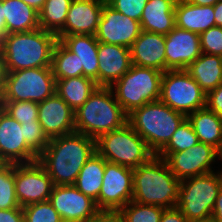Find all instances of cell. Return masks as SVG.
I'll list each match as a JSON object with an SVG mask.
<instances>
[{
    "mask_svg": "<svg viewBox=\"0 0 222 222\" xmlns=\"http://www.w3.org/2000/svg\"><path fill=\"white\" fill-rule=\"evenodd\" d=\"M7 34L6 20L3 13V0H0V37L3 38Z\"/></svg>",
    "mask_w": 222,
    "mask_h": 222,
    "instance_id": "cell-47",
    "label": "cell"
},
{
    "mask_svg": "<svg viewBox=\"0 0 222 222\" xmlns=\"http://www.w3.org/2000/svg\"><path fill=\"white\" fill-rule=\"evenodd\" d=\"M199 38L202 53L222 56V27H210Z\"/></svg>",
    "mask_w": 222,
    "mask_h": 222,
    "instance_id": "cell-38",
    "label": "cell"
},
{
    "mask_svg": "<svg viewBox=\"0 0 222 222\" xmlns=\"http://www.w3.org/2000/svg\"><path fill=\"white\" fill-rule=\"evenodd\" d=\"M186 116L161 100L149 102L128 114V123L157 155L171 140Z\"/></svg>",
    "mask_w": 222,
    "mask_h": 222,
    "instance_id": "cell-5",
    "label": "cell"
},
{
    "mask_svg": "<svg viewBox=\"0 0 222 222\" xmlns=\"http://www.w3.org/2000/svg\"><path fill=\"white\" fill-rule=\"evenodd\" d=\"M49 201L63 222H89L99 211L96 202L74 185H54Z\"/></svg>",
    "mask_w": 222,
    "mask_h": 222,
    "instance_id": "cell-14",
    "label": "cell"
},
{
    "mask_svg": "<svg viewBox=\"0 0 222 222\" xmlns=\"http://www.w3.org/2000/svg\"><path fill=\"white\" fill-rule=\"evenodd\" d=\"M38 121L48 139L75 132V112L55 92L38 103Z\"/></svg>",
    "mask_w": 222,
    "mask_h": 222,
    "instance_id": "cell-18",
    "label": "cell"
},
{
    "mask_svg": "<svg viewBox=\"0 0 222 222\" xmlns=\"http://www.w3.org/2000/svg\"><path fill=\"white\" fill-rule=\"evenodd\" d=\"M98 61V86L110 87L130 69V48L99 42Z\"/></svg>",
    "mask_w": 222,
    "mask_h": 222,
    "instance_id": "cell-20",
    "label": "cell"
},
{
    "mask_svg": "<svg viewBox=\"0 0 222 222\" xmlns=\"http://www.w3.org/2000/svg\"><path fill=\"white\" fill-rule=\"evenodd\" d=\"M106 0H73L64 28L57 35H95Z\"/></svg>",
    "mask_w": 222,
    "mask_h": 222,
    "instance_id": "cell-19",
    "label": "cell"
},
{
    "mask_svg": "<svg viewBox=\"0 0 222 222\" xmlns=\"http://www.w3.org/2000/svg\"><path fill=\"white\" fill-rule=\"evenodd\" d=\"M166 71L186 70L201 54L199 34L177 26L165 35Z\"/></svg>",
    "mask_w": 222,
    "mask_h": 222,
    "instance_id": "cell-17",
    "label": "cell"
},
{
    "mask_svg": "<svg viewBox=\"0 0 222 222\" xmlns=\"http://www.w3.org/2000/svg\"><path fill=\"white\" fill-rule=\"evenodd\" d=\"M181 180L171 172L166 161L154 155L147 163L133 169L132 201L164 209L174 208Z\"/></svg>",
    "mask_w": 222,
    "mask_h": 222,
    "instance_id": "cell-2",
    "label": "cell"
},
{
    "mask_svg": "<svg viewBox=\"0 0 222 222\" xmlns=\"http://www.w3.org/2000/svg\"><path fill=\"white\" fill-rule=\"evenodd\" d=\"M163 72L131 65L130 69L110 88L123 110L130 114L144 104L160 100Z\"/></svg>",
    "mask_w": 222,
    "mask_h": 222,
    "instance_id": "cell-6",
    "label": "cell"
},
{
    "mask_svg": "<svg viewBox=\"0 0 222 222\" xmlns=\"http://www.w3.org/2000/svg\"><path fill=\"white\" fill-rule=\"evenodd\" d=\"M215 26L222 27V0H219L214 6Z\"/></svg>",
    "mask_w": 222,
    "mask_h": 222,
    "instance_id": "cell-46",
    "label": "cell"
},
{
    "mask_svg": "<svg viewBox=\"0 0 222 222\" xmlns=\"http://www.w3.org/2000/svg\"><path fill=\"white\" fill-rule=\"evenodd\" d=\"M199 143L191 123L186 118L173 133L168 144L157 154L159 158L165 159L170 153L186 151Z\"/></svg>",
    "mask_w": 222,
    "mask_h": 222,
    "instance_id": "cell-32",
    "label": "cell"
},
{
    "mask_svg": "<svg viewBox=\"0 0 222 222\" xmlns=\"http://www.w3.org/2000/svg\"><path fill=\"white\" fill-rule=\"evenodd\" d=\"M57 41L56 34L41 28L7 34L1 41L7 72L51 67Z\"/></svg>",
    "mask_w": 222,
    "mask_h": 222,
    "instance_id": "cell-3",
    "label": "cell"
},
{
    "mask_svg": "<svg viewBox=\"0 0 222 222\" xmlns=\"http://www.w3.org/2000/svg\"><path fill=\"white\" fill-rule=\"evenodd\" d=\"M148 0H106V3L116 11L140 21Z\"/></svg>",
    "mask_w": 222,
    "mask_h": 222,
    "instance_id": "cell-39",
    "label": "cell"
},
{
    "mask_svg": "<svg viewBox=\"0 0 222 222\" xmlns=\"http://www.w3.org/2000/svg\"><path fill=\"white\" fill-rule=\"evenodd\" d=\"M96 152L108 162L131 169L147 163L155 155L128 122L97 138Z\"/></svg>",
    "mask_w": 222,
    "mask_h": 222,
    "instance_id": "cell-7",
    "label": "cell"
},
{
    "mask_svg": "<svg viewBox=\"0 0 222 222\" xmlns=\"http://www.w3.org/2000/svg\"><path fill=\"white\" fill-rule=\"evenodd\" d=\"M222 188V171L181 180L176 208L189 220L211 218L216 198Z\"/></svg>",
    "mask_w": 222,
    "mask_h": 222,
    "instance_id": "cell-8",
    "label": "cell"
},
{
    "mask_svg": "<svg viewBox=\"0 0 222 222\" xmlns=\"http://www.w3.org/2000/svg\"><path fill=\"white\" fill-rule=\"evenodd\" d=\"M141 31L140 21L121 14L106 2L103 4L95 34L98 42L130 48Z\"/></svg>",
    "mask_w": 222,
    "mask_h": 222,
    "instance_id": "cell-15",
    "label": "cell"
},
{
    "mask_svg": "<svg viewBox=\"0 0 222 222\" xmlns=\"http://www.w3.org/2000/svg\"><path fill=\"white\" fill-rule=\"evenodd\" d=\"M89 222H125L120 210H99Z\"/></svg>",
    "mask_w": 222,
    "mask_h": 222,
    "instance_id": "cell-41",
    "label": "cell"
},
{
    "mask_svg": "<svg viewBox=\"0 0 222 222\" xmlns=\"http://www.w3.org/2000/svg\"><path fill=\"white\" fill-rule=\"evenodd\" d=\"M105 170V159L95 152L80 170L74 186L94 201L98 199Z\"/></svg>",
    "mask_w": 222,
    "mask_h": 222,
    "instance_id": "cell-29",
    "label": "cell"
},
{
    "mask_svg": "<svg viewBox=\"0 0 222 222\" xmlns=\"http://www.w3.org/2000/svg\"><path fill=\"white\" fill-rule=\"evenodd\" d=\"M53 186L51 177L38 160L15 164V194L20 207L49 200Z\"/></svg>",
    "mask_w": 222,
    "mask_h": 222,
    "instance_id": "cell-13",
    "label": "cell"
},
{
    "mask_svg": "<svg viewBox=\"0 0 222 222\" xmlns=\"http://www.w3.org/2000/svg\"><path fill=\"white\" fill-rule=\"evenodd\" d=\"M19 207L15 194V164L0 163V209Z\"/></svg>",
    "mask_w": 222,
    "mask_h": 222,
    "instance_id": "cell-33",
    "label": "cell"
},
{
    "mask_svg": "<svg viewBox=\"0 0 222 222\" xmlns=\"http://www.w3.org/2000/svg\"><path fill=\"white\" fill-rule=\"evenodd\" d=\"M198 141L214 146L222 152V119L207 107L198 109L187 117Z\"/></svg>",
    "mask_w": 222,
    "mask_h": 222,
    "instance_id": "cell-26",
    "label": "cell"
},
{
    "mask_svg": "<svg viewBox=\"0 0 222 222\" xmlns=\"http://www.w3.org/2000/svg\"><path fill=\"white\" fill-rule=\"evenodd\" d=\"M25 142L39 155L49 143L39 121L21 124Z\"/></svg>",
    "mask_w": 222,
    "mask_h": 222,
    "instance_id": "cell-37",
    "label": "cell"
},
{
    "mask_svg": "<svg viewBox=\"0 0 222 222\" xmlns=\"http://www.w3.org/2000/svg\"><path fill=\"white\" fill-rule=\"evenodd\" d=\"M56 91L52 67L7 72L2 102H42Z\"/></svg>",
    "mask_w": 222,
    "mask_h": 222,
    "instance_id": "cell-9",
    "label": "cell"
},
{
    "mask_svg": "<svg viewBox=\"0 0 222 222\" xmlns=\"http://www.w3.org/2000/svg\"><path fill=\"white\" fill-rule=\"evenodd\" d=\"M164 208L140 204L135 201L128 202L120 209L125 222H160Z\"/></svg>",
    "mask_w": 222,
    "mask_h": 222,
    "instance_id": "cell-34",
    "label": "cell"
},
{
    "mask_svg": "<svg viewBox=\"0 0 222 222\" xmlns=\"http://www.w3.org/2000/svg\"><path fill=\"white\" fill-rule=\"evenodd\" d=\"M160 100L186 117L206 107V94L186 70L163 72Z\"/></svg>",
    "mask_w": 222,
    "mask_h": 222,
    "instance_id": "cell-10",
    "label": "cell"
},
{
    "mask_svg": "<svg viewBox=\"0 0 222 222\" xmlns=\"http://www.w3.org/2000/svg\"><path fill=\"white\" fill-rule=\"evenodd\" d=\"M189 222H214L212 218L204 219V220H192Z\"/></svg>",
    "mask_w": 222,
    "mask_h": 222,
    "instance_id": "cell-50",
    "label": "cell"
},
{
    "mask_svg": "<svg viewBox=\"0 0 222 222\" xmlns=\"http://www.w3.org/2000/svg\"><path fill=\"white\" fill-rule=\"evenodd\" d=\"M221 171H222V152H221Z\"/></svg>",
    "mask_w": 222,
    "mask_h": 222,
    "instance_id": "cell-52",
    "label": "cell"
},
{
    "mask_svg": "<svg viewBox=\"0 0 222 222\" xmlns=\"http://www.w3.org/2000/svg\"><path fill=\"white\" fill-rule=\"evenodd\" d=\"M133 198V169L105 160L98 199L99 210H120Z\"/></svg>",
    "mask_w": 222,
    "mask_h": 222,
    "instance_id": "cell-12",
    "label": "cell"
},
{
    "mask_svg": "<svg viewBox=\"0 0 222 222\" xmlns=\"http://www.w3.org/2000/svg\"><path fill=\"white\" fill-rule=\"evenodd\" d=\"M206 107L222 119V84L206 94Z\"/></svg>",
    "mask_w": 222,
    "mask_h": 222,
    "instance_id": "cell-40",
    "label": "cell"
},
{
    "mask_svg": "<svg viewBox=\"0 0 222 222\" xmlns=\"http://www.w3.org/2000/svg\"><path fill=\"white\" fill-rule=\"evenodd\" d=\"M174 0H148L140 19L142 31L167 35L175 27Z\"/></svg>",
    "mask_w": 222,
    "mask_h": 222,
    "instance_id": "cell-23",
    "label": "cell"
},
{
    "mask_svg": "<svg viewBox=\"0 0 222 222\" xmlns=\"http://www.w3.org/2000/svg\"><path fill=\"white\" fill-rule=\"evenodd\" d=\"M57 38L69 51L79 57L80 76L88 77L98 85L99 42L95 35H57Z\"/></svg>",
    "mask_w": 222,
    "mask_h": 222,
    "instance_id": "cell-22",
    "label": "cell"
},
{
    "mask_svg": "<svg viewBox=\"0 0 222 222\" xmlns=\"http://www.w3.org/2000/svg\"><path fill=\"white\" fill-rule=\"evenodd\" d=\"M164 160L179 180L221 169V152L214 146L201 142L186 151L170 153Z\"/></svg>",
    "mask_w": 222,
    "mask_h": 222,
    "instance_id": "cell-11",
    "label": "cell"
},
{
    "mask_svg": "<svg viewBox=\"0 0 222 222\" xmlns=\"http://www.w3.org/2000/svg\"><path fill=\"white\" fill-rule=\"evenodd\" d=\"M160 222H189V220L174 207L163 210Z\"/></svg>",
    "mask_w": 222,
    "mask_h": 222,
    "instance_id": "cell-43",
    "label": "cell"
},
{
    "mask_svg": "<svg viewBox=\"0 0 222 222\" xmlns=\"http://www.w3.org/2000/svg\"><path fill=\"white\" fill-rule=\"evenodd\" d=\"M22 1L39 12L44 6L46 0H22Z\"/></svg>",
    "mask_w": 222,
    "mask_h": 222,
    "instance_id": "cell-48",
    "label": "cell"
},
{
    "mask_svg": "<svg viewBox=\"0 0 222 222\" xmlns=\"http://www.w3.org/2000/svg\"><path fill=\"white\" fill-rule=\"evenodd\" d=\"M96 152V140L73 132L49 139L38 161L51 177L53 185H74L80 170Z\"/></svg>",
    "mask_w": 222,
    "mask_h": 222,
    "instance_id": "cell-1",
    "label": "cell"
},
{
    "mask_svg": "<svg viewBox=\"0 0 222 222\" xmlns=\"http://www.w3.org/2000/svg\"><path fill=\"white\" fill-rule=\"evenodd\" d=\"M6 75H7V70L5 66V58L0 48V95L1 96L5 88Z\"/></svg>",
    "mask_w": 222,
    "mask_h": 222,
    "instance_id": "cell-45",
    "label": "cell"
},
{
    "mask_svg": "<svg viewBox=\"0 0 222 222\" xmlns=\"http://www.w3.org/2000/svg\"><path fill=\"white\" fill-rule=\"evenodd\" d=\"M127 122L128 114L117 102L110 87L98 86L75 111V132L94 140L123 127Z\"/></svg>",
    "mask_w": 222,
    "mask_h": 222,
    "instance_id": "cell-4",
    "label": "cell"
},
{
    "mask_svg": "<svg viewBox=\"0 0 222 222\" xmlns=\"http://www.w3.org/2000/svg\"><path fill=\"white\" fill-rule=\"evenodd\" d=\"M0 222H24L22 207L13 209H0Z\"/></svg>",
    "mask_w": 222,
    "mask_h": 222,
    "instance_id": "cell-42",
    "label": "cell"
},
{
    "mask_svg": "<svg viewBox=\"0 0 222 222\" xmlns=\"http://www.w3.org/2000/svg\"><path fill=\"white\" fill-rule=\"evenodd\" d=\"M165 35L141 31L130 47L132 65L166 71Z\"/></svg>",
    "mask_w": 222,
    "mask_h": 222,
    "instance_id": "cell-21",
    "label": "cell"
},
{
    "mask_svg": "<svg viewBox=\"0 0 222 222\" xmlns=\"http://www.w3.org/2000/svg\"><path fill=\"white\" fill-rule=\"evenodd\" d=\"M175 26L201 34L215 26L213 6H199L179 0L175 3Z\"/></svg>",
    "mask_w": 222,
    "mask_h": 222,
    "instance_id": "cell-24",
    "label": "cell"
},
{
    "mask_svg": "<svg viewBox=\"0 0 222 222\" xmlns=\"http://www.w3.org/2000/svg\"><path fill=\"white\" fill-rule=\"evenodd\" d=\"M8 34L39 29V14L22 0H3Z\"/></svg>",
    "mask_w": 222,
    "mask_h": 222,
    "instance_id": "cell-27",
    "label": "cell"
},
{
    "mask_svg": "<svg viewBox=\"0 0 222 222\" xmlns=\"http://www.w3.org/2000/svg\"><path fill=\"white\" fill-rule=\"evenodd\" d=\"M24 222H63L49 200L22 207Z\"/></svg>",
    "mask_w": 222,
    "mask_h": 222,
    "instance_id": "cell-35",
    "label": "cell"
},
{
    "mask_svg": "<svg viewBox=\"0 0 222 222\" xmlns=\"http://www.w3.org/2000/svg\"><path fill=\"white\" fill-rule=\"evenodd\" d=\"M78 56L69 51L59 40L52 52V71L55 79H66L80 76Z\"/></svg>",
    "mask_w": 222,
    "mask_h": 222,
    "instance_id": "cell-31",
    "label": "cell"
},
{
    "mask_svg": "<svg viewBox=\"0 0 222 222\" xmlns=\"http://www.w3.org/2000/svg\"><path fill=\"white\" fill-rule=\"evenodd\" d=\"M55 80V92L74 112L88 100L98 87L94 80L84 76Z\"/></svg>",
    "mask_w": 222,
    "mask_h": 222,
    "instance_id": "cell-28",
    "label": "cell"
},
{
    "mask_svg": "<svg viewBox=\"0 0 222 222\" xmlns=\"http://www.w3.org/2000/svg\"><path fill=\"white\" fill-rule=\"evenodd\" d=\"M2 109L20 124L38 121V103L33 101L2 102Z\"/></svg>",
    "mask_w": 222,
    "mask_h": 222,
    "instance_id": "cell-36",
    "label": "cell"
},
{
    "mask_svg": "<svg viewBox=\"0 0 222 222\" xmlns=\"http://www.w3.org/2000/svg\"><path fill=\"white\" fill-rule=\"evenodd\" d=\"M2 109V96L0 95V110Z\"/></svg>",
    "mask_w": 222,
    "mask_h": 222,
    "instance_id": "cell-51",
    "label": "cell"
},
{
    "mask_svg": "<svg viewBox=\"0 0 222 222\" xmlns=\"http://www.w3.org/2000/svg\"><path fill=\"white\" fill-rule=\"evenodd\" d=\"M199 6H214L219 0H185Z\"/></svg>",
    "mask_w": 222,
    "mask_h": 222,
    "instance_id": "cell-49",
    "label": "cell"
},
{
    "mask_svg": "<svg viewBox=\"0 0 222 222\" xmlns=\"http://www.w3.org/2000/svg\"><path fill=\"white\" fill-rule=\"evenodd\" d=\"M186 71L207 94L222 84V56L202 53Z\"/></svg>",
    "mask_w": 222,
    "mask_h": 222,
    "instance_id": "cell-25",
    "label": "cell"
},
{
    "mask_svg": "<svg viewBox=\"0 0 222 222\" xmlns=\"http://www.w3.org/2000/svg\"><path fill=\"white\" fill-rule=\"evenodd\" d=\"M211 218L214 222H222V188L218 192Z\"/></svg>",
    "mask_w": 222,
    "mask_h": 222,
    "instance_id": "cell-44",
    "label": "cell"
},
{
    "mask_svg": "<svg viewBox=\"0 0 222 222\" xmlns=\"http://www.w3.org/2000/svg\"><path fill=\"white\" fill-rule=\"evenodd\" d=\"M73 0H46L39 14V27L58 34L65 25L67 13Z\"/></svg>",
    "mask_w": 222,
    "mask_h": 222,
    "instance_id": "cell-30",
    "label": "cell"
},
{
    "mask_svg": "<svg viewBox=\"0 0 222 222\" xmlns=\"http://www.w3.org/2000/svg\"><path fill=\"white\" fill-rule=\"evenodd\" d=\"M39 155L25 142L21 124L0 110V163L21 164L38 160Z\"/></svg>",
    "mask_w": 222,
    "mask_h": 222,
    "instance_id": "cell-16",
    "label": "cell"
}]
</instances>
